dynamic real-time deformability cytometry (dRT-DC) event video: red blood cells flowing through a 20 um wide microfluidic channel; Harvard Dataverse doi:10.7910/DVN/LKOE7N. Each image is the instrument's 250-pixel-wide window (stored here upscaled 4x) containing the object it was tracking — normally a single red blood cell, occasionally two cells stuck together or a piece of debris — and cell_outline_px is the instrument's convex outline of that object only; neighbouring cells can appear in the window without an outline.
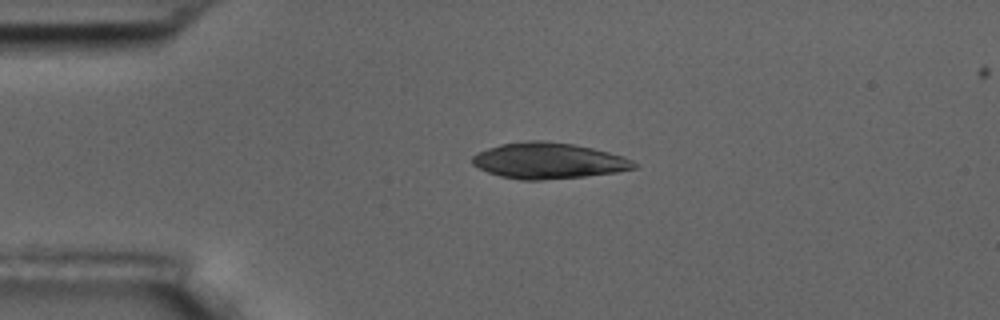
{"species": "common noctule bat (a hibernating species)", "species_latin": "Nyctalus noctula", "temperature_condition": "room temperature", "stored_images_in_passage": 5, "camera_frame_rate_fps": 3000, "um_per_image_px": 0.085, "animal": {"sex": "male", "body_mass_g": 17.5, "forearm_length_mm": 52.3}, "frame": {"image": 1, "passage_image": 3, "time_ms": 2.333, "image_size_px": [1000, 320], "cell_outline_px": [[636, 168], [616, 172], [584, 176], [540, 180], [520, 180], [500, 176], [488, 172], [472, 164], [472, 156], [488, 148], [500, 144], [528, 140], [544, 140], [576, 144], [624, 156], [632, 160], [636, 164]], "centroid_in_image_um": [46.62, 13.65], "position_along_channel_um": 38.4, "area_um2": 33.81}}